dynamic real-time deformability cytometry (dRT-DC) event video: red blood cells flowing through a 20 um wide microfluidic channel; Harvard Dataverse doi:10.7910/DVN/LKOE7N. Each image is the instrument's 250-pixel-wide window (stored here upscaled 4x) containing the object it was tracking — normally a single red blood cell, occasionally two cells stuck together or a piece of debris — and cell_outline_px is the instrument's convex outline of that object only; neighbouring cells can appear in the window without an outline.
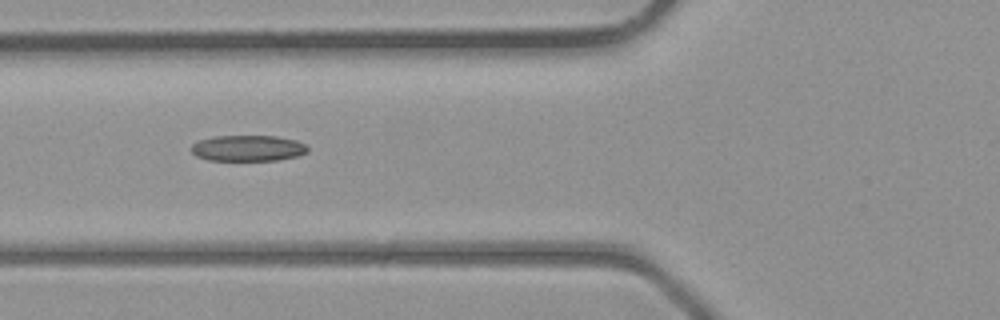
{"species": "common noctule bat (a hibernating species)", "species_latin": "Nyctalus noctula", "temperature_condition": "room temperature", "stored_images_in_passage": 4, "camera_frame_rate_fps": 3000, "um_per_image_px": 0.085, "animal": {"sex": "male", "body_mass_g": 23.1, "forearm_length_mm": 52.7}, "frame": {"image": 1, "passage_image": 3, "time_ms": 3.333, "image_size_px": [1000, 320], "cell_outline_px": [[308, 152], [296, 156], [276, 160], [208, 160], [196, 156], [192, 152], [192, 144], [200, 140], [216, 136], [276, 136], [296, 140], [304, 144], [308, 148]], "centroid_in_image_um": [21.07, 12.59], "position_along_channel_um": 104.7, "area_um2": 17.46}}
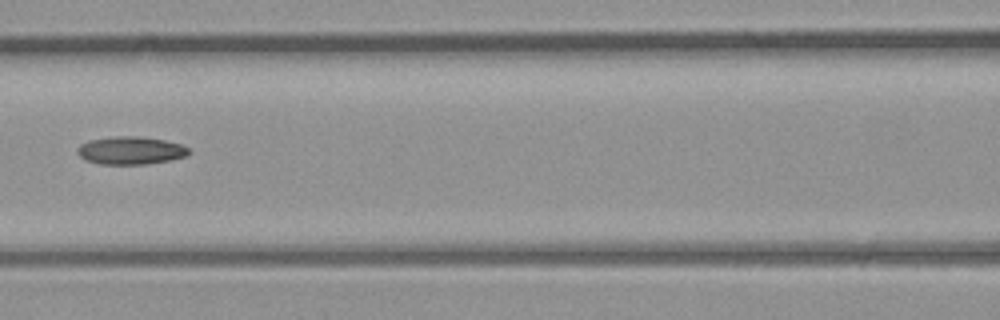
{"frame": {"image": 2, "passage_image": 4, "time_ms": 4.333, "image_size_px": [1000, 320], "cell_outline_px": [[192, 152], [188, 156], [172, 160], [148, 164], [100, 164], [84, 160], [76, 152], [76, 148], [80, 144], [88, 140], [116, 136], [136, 136], [164, 140], [180, 144], [188, 148]], "centroid_in_image_um": [11.1, 12.8], "position_along_channel_um": 155.5, "area_um2": 18.32}}